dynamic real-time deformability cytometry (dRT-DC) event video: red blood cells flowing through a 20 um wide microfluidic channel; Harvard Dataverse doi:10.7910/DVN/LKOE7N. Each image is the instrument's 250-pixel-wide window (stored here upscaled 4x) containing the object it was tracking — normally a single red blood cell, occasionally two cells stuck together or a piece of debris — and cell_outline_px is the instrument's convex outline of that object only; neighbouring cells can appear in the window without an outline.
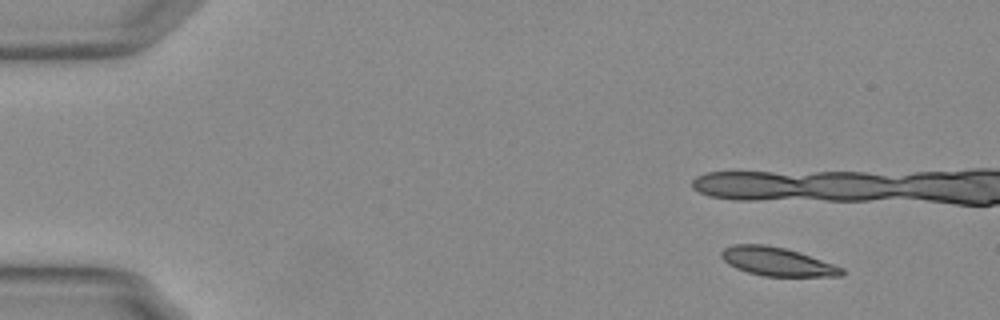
{"species": "Egyptian fruit bat (a non-hibernating species)", "species_latin": "Rousettus aegyptiacus", "temperature_condition": "warm", "stored_images_in_passage": 10, "camera_frame_rate_fps": 3000, "um_per_image_px": 0.085, "animal": {"sex": "female"}, "frame": {"image": 1, "passage_image": 1, "time_ms": 0.0, "image_size_px": [1000, 320], "cell_outline_px": [[844, 276], [764, 276], [748, 272], [736, 268], [728, 264], [720, 256], [720, 252], [724, 248], [732, 244], [764, 244], [784, 248], [844, 268]], "centroid_in_image_um": [66.0, 22.24], "position_along_channel_um": 19.0, "area_um2": 19.77}}